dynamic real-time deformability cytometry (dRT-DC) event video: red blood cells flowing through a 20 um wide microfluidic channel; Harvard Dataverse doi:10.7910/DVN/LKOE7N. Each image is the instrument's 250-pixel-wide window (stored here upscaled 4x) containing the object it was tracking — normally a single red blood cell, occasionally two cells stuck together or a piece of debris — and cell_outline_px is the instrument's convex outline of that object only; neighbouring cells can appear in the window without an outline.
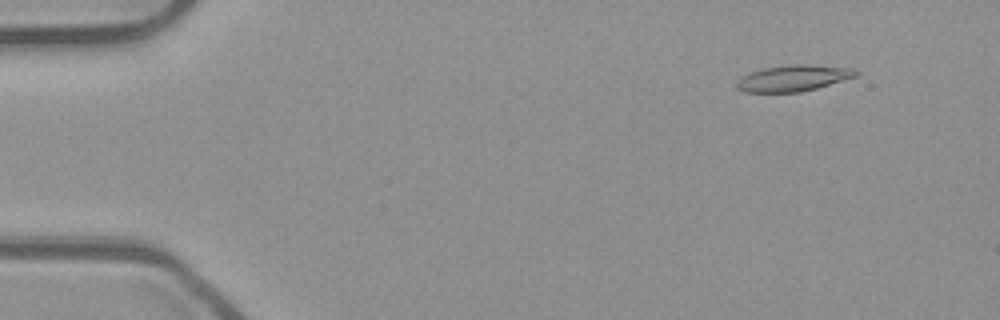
{"species": "common noctule bat (a hibernating species)", "species_latin": "Nyctalus noctula", "temperature_condition": "room temperature", "stored_images_in_passage": 52, "camera_frame_rate_fps": 3000, "um_per_image_px": 0.085, "animal": {"sex": "male", "body_mass_g": 23.1, "forearm_length_mm": 52.7}, "frame": {"image": 1, "passage_image": 6, "time_ms": 1.667, "image_size_px": [1000, 320], "cell_outline_px": [[860, 72], [856, 76], [816, 88], [800, 92], [744, 92], [736, 88], [736, 80], [740, 76], [748, 72], [760, 68], [792, 64], [804, 64], [852, 68]], "centroid_in_image_um": [67.35, 6.63], "position_along_channel_um": 17.7, "area_um2": 18.32}}
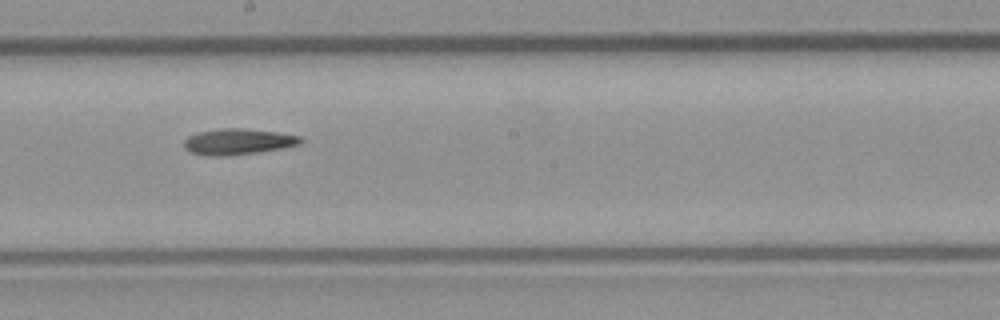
{"frame": {"image": 2, "passage_image": 30, "time_ms": 9.667, "image_size_px": [1000, 320], "cell_outline_px": [[304, 140], [300, 144], [260, 152], [228, 156], [208, 156], [192, 152], [184, 148], [184, 140], [188, 136], [196, 132], [216, 128], [244, 128], [276, 132], [300, 136]], "centroid_in_image_um": [20.2, 12.03], "position_along_channel_um": 228.0, "area_um2": 17.8}}
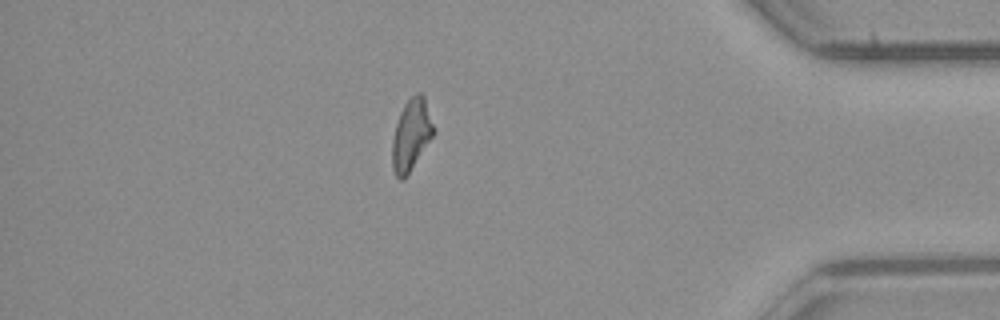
{"frame": {"image": 3, "passage_image": 46, "time_ms": 15.0, "image_size_px": [1000, 320], "cell_outline_px": [[432, 136], [404, 180], [400, 180], [396, 176], [392, 168], [392, 140], [396, 124], [400, 112], [404, 104], [416, 92], [420, 92], [424, 96], [432, 124]], "centroid_in_image_um": [34.91, 11.47], "position_along_channel_um": 400.3, "area_um2": 16.7}}